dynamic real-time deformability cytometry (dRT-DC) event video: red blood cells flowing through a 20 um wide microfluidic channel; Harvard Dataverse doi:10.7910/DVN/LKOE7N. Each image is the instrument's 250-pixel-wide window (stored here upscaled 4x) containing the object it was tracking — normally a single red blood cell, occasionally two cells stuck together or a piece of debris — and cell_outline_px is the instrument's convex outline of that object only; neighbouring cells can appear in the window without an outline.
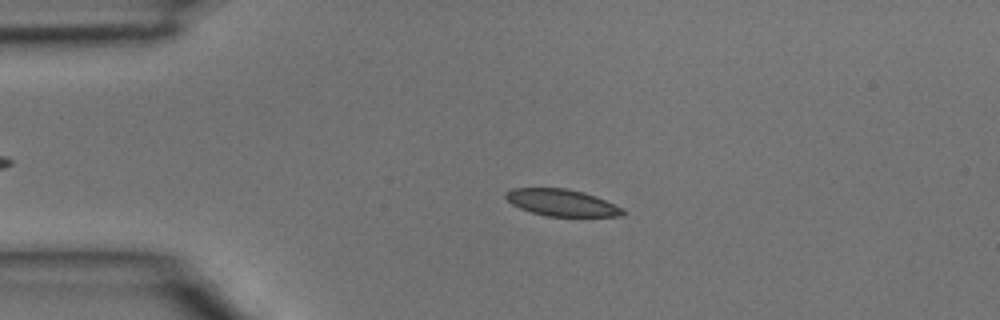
{"species": "common noctule bat (a hibernating species)", "species_latin": "Nyctalus noctula", "temperature_condition": "room temperature", "stored_images_in_passage": 4, "camera_frame_rate_fps": 3000, "um_per_image_px": 0.085, "animal": {"sex": "male", "body_mass_g": 15.6}, "frame": {"image": 1, "passage_image": 2, "time_ms": 0.333, "image_size_px": [1000, 320], "cell_outline_px": [[624, 216], [548, 216], [532, 212], [520, 208], [512, 204], [504, 196], [504, 192], [512, 188], [564, 188], [584, 192], [596, 196], [624, 208]], "centroid_in_image_um": [47.75, 17.22], "position_along_channel_um": 37.2, "area_um2": 18.26}}
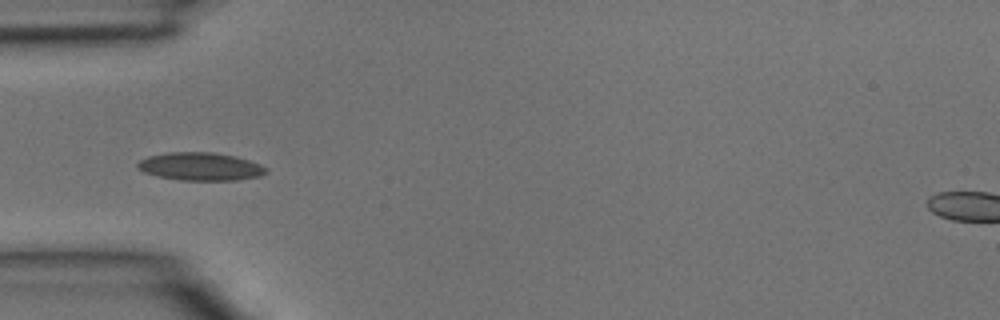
{"frame": {"image": 2, "passage_image": 3, "time_ms": 0.667, "image_size_px": [1000, 320], "cell_outline_px": [[268, 172], [260, 176], [236, 180], [180, 180], [160, 176], [144, 172], [136, 168], [136, 164], [140, 160], [148, 156], [168, 152], [212, 152], [236, 156], [260, 164], [268, 168]], "centroid_in_image_um": [17.04, 14.15], "position_along_channel_um": 68.0, "area_um2": 20.98}}